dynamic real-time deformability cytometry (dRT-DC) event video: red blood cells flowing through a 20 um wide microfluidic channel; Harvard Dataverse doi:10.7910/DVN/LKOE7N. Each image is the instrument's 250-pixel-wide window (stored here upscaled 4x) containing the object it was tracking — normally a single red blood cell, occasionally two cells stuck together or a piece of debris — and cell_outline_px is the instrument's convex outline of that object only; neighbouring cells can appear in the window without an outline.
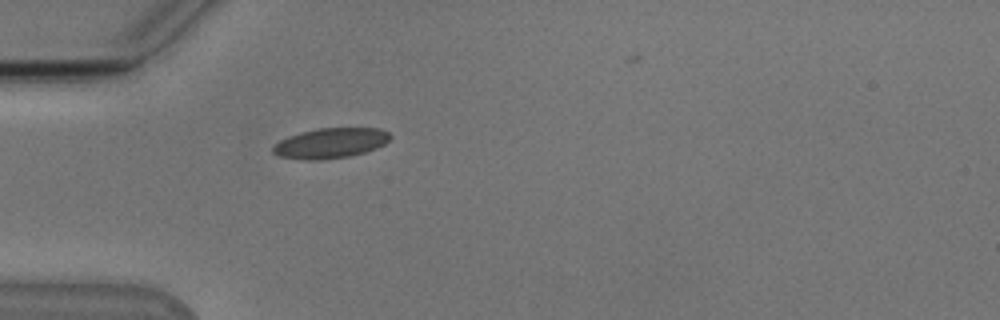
{"species": "Egyptian fruit bat (a non-hibernating species)", "species_latin": "Rousettus aegyptiacus", "temperature_condition": "cold", "stored_images_in_passage": 35, "camera_frame_rate_fps": 3000, "um_per_image_px": 0.085, "animal": {"sex": "male"}, "frame": {"image": 1, "passage_image": 1, "time_ms": 0.0, "image_size_px": [1000, 320], "cell_outline_px": [[392, 136], [384, 144], [376, 148], [364, 152], [348, 156], [320, 160], [304, 160], [280, 156], [272, 152], [272, 148], [280, 140], [288, 136], [300, 132], [320, 128], [380, 128], [388, 132]], "centroid_in_image_um": [28.09, 12.16], "position_along_channel_um": 56.9, "area_um2": 20.52}}
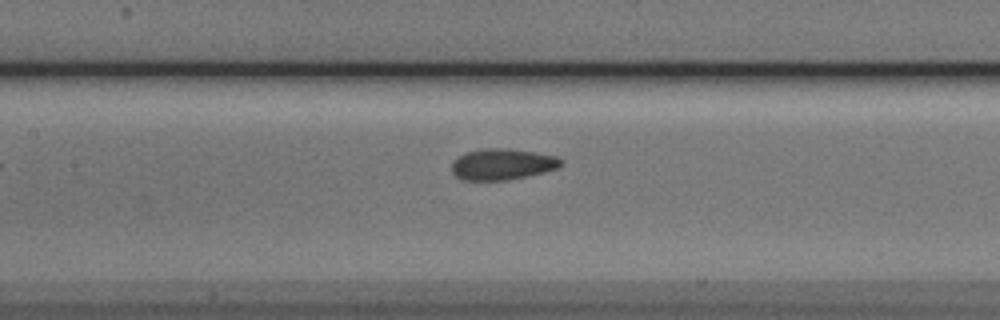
{"frame": {"image": 2, "passage_image": 10, "time_ms": 3.0, "image_size_px": [1000, 320], "cell_outline_px": [[564, 164], [556, 168], [544, 172], [508, 180], [460, 180], [452, 172], [452, 160], [468, 152], [484, 148], [508, 148], [556, 156], [564, 160]], "centroid_in_image_um": [42.7, 13.96], "position_along_channel_um": 164.7, "area_um2": 19.83}}
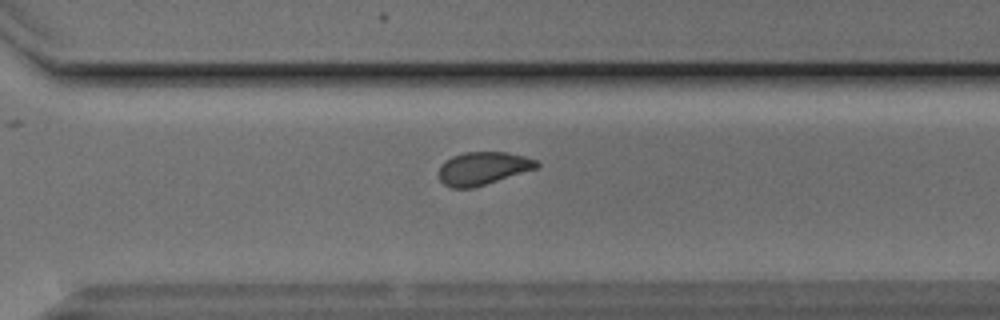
{"frame": {"image": 3, "passage_image": 23, "time_ms": 7.333, "image_size_px": [1000, 320], "cell_outline_px": [[540, 164], [536, 168], [472, 188], [452, 188], [444, 184], [440, 180], [440, 164], [452, 156], [464, 152], [508, 152], [524, 156], [536, 160]], "centroid_in_image_um": [41.03, 14.3], "position_along_channel_um": 329.6, "area_um2": 18.55}, "authors_computed_cell_mechanics": {"area_um2": 19.5942, "velocity_mm_per_s": 3.8175, "shape_relaxation_time_tau1_ms": 3.9638, "shape_relaxation_time_tau2_ms": 1.3896, "deformation_change_tau1": 0.1073, "deformation_change_tau2": 0.0754}}